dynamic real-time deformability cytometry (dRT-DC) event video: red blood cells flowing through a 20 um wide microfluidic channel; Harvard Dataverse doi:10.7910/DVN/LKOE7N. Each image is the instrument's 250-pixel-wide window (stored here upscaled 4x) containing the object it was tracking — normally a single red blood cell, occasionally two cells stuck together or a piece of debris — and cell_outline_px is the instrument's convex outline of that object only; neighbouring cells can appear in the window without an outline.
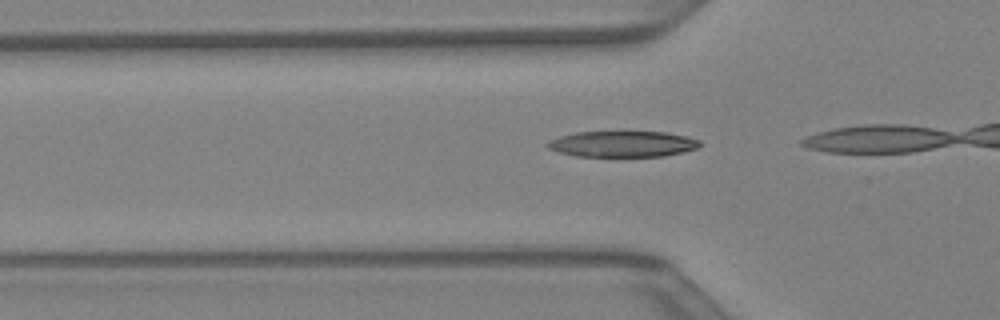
{"species": "Egyptian fruit bat (a non-hibernating species)", "species_latin": "Rousettus aegyptiacus", "temperature_condition": "warm", "stored_images_in_passage": 13, "camera_frame_rate_fps": 3000, "um_per_image_px": 0.085, "animal": {"sex": "female"}, "frame": {"image": 1, "passage_image": 11, "time_ms": 3.333, "image_size_px": [1000, 320], "cell_outline_px": [[700, 144], [696, 148], [684, 152], [664, 156], [576, 156], [560, 152], [548, 148], [544, 144], [560, 136], [576, 132], [664, 132], [688, 136], [700, 140]], "centroid_in_image_um": [52.94, 12.24], "position_along_channel_um": 72.9, "area_um2": 22.89}}